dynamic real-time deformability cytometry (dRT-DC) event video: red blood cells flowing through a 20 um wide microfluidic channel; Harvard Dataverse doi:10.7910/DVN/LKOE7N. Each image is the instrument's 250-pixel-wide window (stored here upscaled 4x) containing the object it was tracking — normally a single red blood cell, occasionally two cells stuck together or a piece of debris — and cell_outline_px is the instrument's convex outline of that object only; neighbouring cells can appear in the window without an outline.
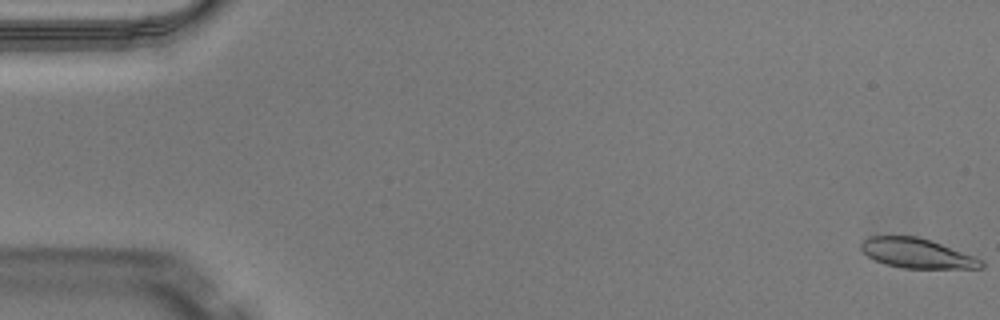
{"species": "Egyptian fruit bat (a non-hibernating species)", "species_latin": "Rousettus aegyptiacus", "temperature_condition": "warm", "stored_images_in_passage": 50, "camera_frame_rate_fps": 3000, "um_per_image_px": 0.085, "animal": {"sex": "male"}, "frame": {"image": 1, "passage_image": 1, "time_ms": 0.0, "image_size_px": [1000, 320], "cell_outline_px": [[984, 268], [904, 268], [884, 264], [868, 256], [860, 248], [860, 244], [868, 236], [916, 236], [932, 240], [984, 260]], "centroid_in_image_um": [77.95, 21.52], "position_along_channel_um": 7.0, "area_um2": 20.81}}
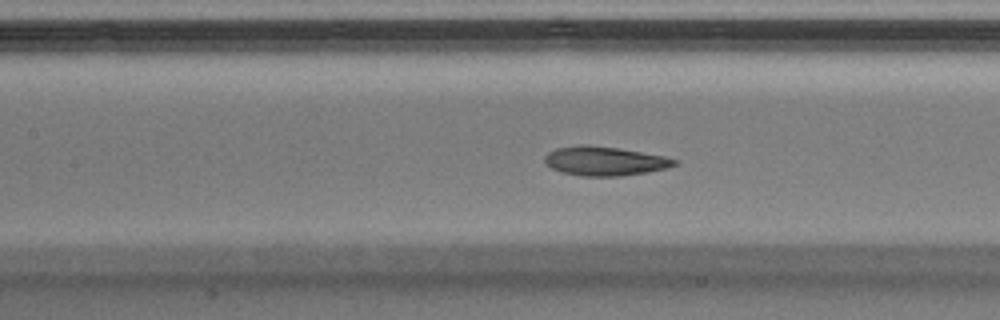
{"frame": {"image": 2, "passage_image": 23, "time_ms": 7.333, "image_size_px": [1000, 320], "cell_outline_px": [[680, 160], [676, 164], [664, 168], [648, 172], [620, 176], [580, 176], [564, 172], [552, 168], [544, 164], [544, 156], [548, 152], [556, 148], [588, 144], [616, 148], [664, 156]], "centroid_in_image_um": [51.37, 13.69], "position_along_channel_um": 156.0, "area_um2": 21.85}}
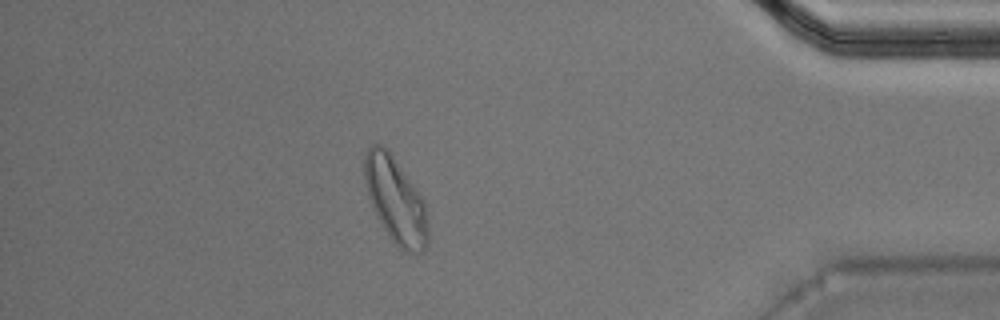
{"frame": {"image": 3, "passage_image": 44, "time_ms": 14.333, "image_size_px": [1000, 320], "cell_outline_px": [[428, 244], [424, 252], [404, 252], [388, 236], [376, 216], [372, 208], [364, 184], [364, 156], [368, 148], [372, 144], [380, 144], [388, 148], [424, 200], [428, 224]], "centroid_in_image_um": [33.61, 17.02], "position_along_channel_um": 401.6, "area_um2": 32.08}, "authors_computed_cell_mechanics": {"area_um2": 22.0796, "velocity_mm_per_s": 4.0817, "shape_relaxation_time_tau1_ms": 4.2634, "shape_relaxation_time_tau2_ms": 2.3475, "deformation_change_tau1": 0.1449, "deformation_change_tau2": 0.08}}